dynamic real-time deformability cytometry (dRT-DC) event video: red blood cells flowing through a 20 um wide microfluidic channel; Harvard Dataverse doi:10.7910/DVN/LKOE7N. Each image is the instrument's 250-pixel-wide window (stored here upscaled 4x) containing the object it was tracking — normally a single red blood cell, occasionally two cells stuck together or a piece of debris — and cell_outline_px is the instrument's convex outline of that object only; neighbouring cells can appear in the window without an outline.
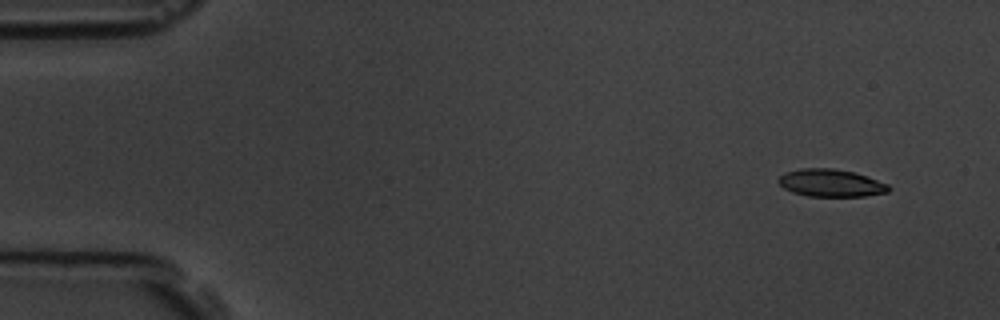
{"species": "common noctule bat (a hibernating species)", "species_latin": "Nyctalus noctula", "temperature_condition": "room temperature", "stored_images_in_passage": 8, "camera_frame_rate_fps": 3000, "um_per_image_px": 0.085, "animal": {"sex": "male", "body_mass_g": 19.5, "forearm_length_mm": 54.6}, "frame": {"image": 1, "passage_image": 2, "time_ms": 1.333, "image_size_px": [1000, 320], "cell_outline_px": [[892, 188], [888, 192], [864, 196], [808, 196], [792, 192], [784, 188], [776, 180], [784, 172], [800, 168], [832, 168], [856, 172], [868, 176], [888, 184]], "centroid_in_image_um": [70.63, 15.54], "position_along_channel_um": 14.4, "area_um2": 17.86}}
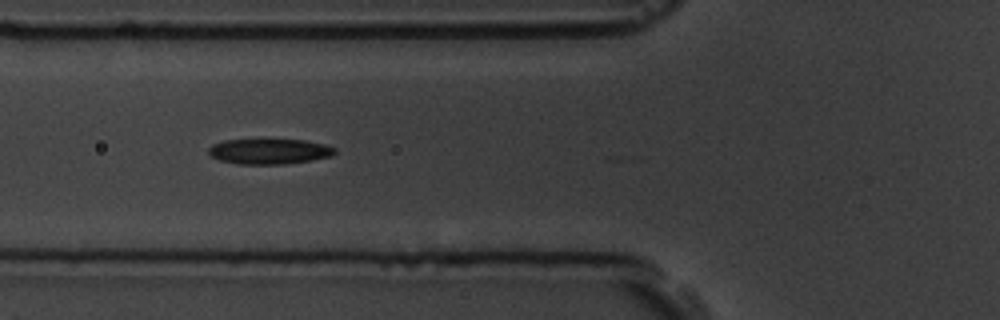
{"frame": {"image": 2, "passage_image": 7, "time_ms": 7.0, "image_size_px": [1000, 320], "cell_outline_px": [[336, 152], [332, 156], [312, 160], [284, 164], [240, 164], [220, 160], [212, 156], [208, 152], [208, 148], [212, 144], [224, 140], [304, 140], [324, 144], [336, 148]], "centroid_in_image_um": [22.9, 12.87], "position_along_channel_um": 102.9, "area_um2": 18.55}}
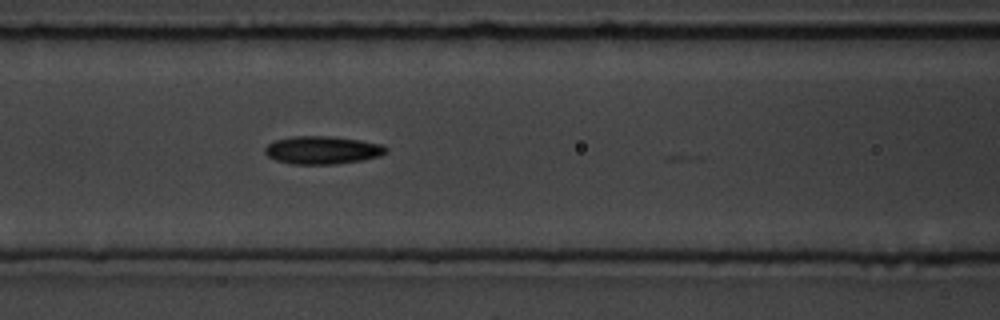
{"frame": {"image": 3, "passage_image": 8, "time_ms": 8.0, "image_size_px": [1000, 320], "cell_outline_px": [[388, 152], [380, 156], [360, 160], [336, 164], [292, 164], [276, 160], [268, 156], [264, 152], [264, 148], [272, 140], [292, 136], [332, 136], [360, 140], [384, 144], [388, 148]], "centroid_in_image_um": [27.41, 12.75], "position_along_channel_um": 139.2, "area_um2": 19.94}}